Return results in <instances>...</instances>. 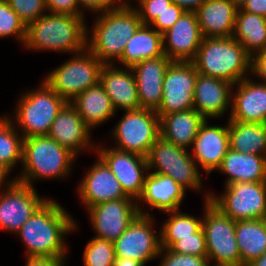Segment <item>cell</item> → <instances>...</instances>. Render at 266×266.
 <instances>
[{
	"label": "cell",
	"mask_w": 266,
	"mask_h": 266,
	"mask_svg": "<svg viewBox=\"0 0 266 266\" xmlns=\"http://www.w3.org/2000/svg\"><path fill=\"white\" fill-rule=\"evenodd\" d=\"M208 124V119H205L195 137L190 153L197 165L202 166L209 175L221 165L230 145L228 123L224 127Z\"/></svg>",
	"instance_id": "20"
},
{
	"label": "cell",
	"mask_w": 266,
	"mask_h": 266,
	"mask_svg": "<svg viewBox=\"0 0 266 266\" xmlns=\"http://www.w3.org/2000/svg\"><path fill=\"white\" fill-rule=\"evenodd\" d=\"M159 257L163 258L159 266H211L207 257L175 253L169 248H161Z\"/></svg>",
	"instance_id": "40"
},
{
	"label": "cell",
	"mask_w": 266,
	"mask_h": 266,
	"mask_svg": "<svg viewBox=\"0 0 266 266\" xmlns=\"http://www.w3.org/2000/svg\"><path fill=\"white\" fill-rule=\"evenodd\" d=\"M251 75L258 77L266 84V46L263 50L252 56Z\"/></svg>",
	"instance_id": "44"
},
{
	"label": "cell",
	"mask_w": 266,
	"mask_h": 266,
	"mask_svg": "<svg viewBox=\"0 0 266 266\" xmlns=\"http://www.w3.org/2000/svg\"><path fill=\"white\" fill-rule=\"evenodd\" d=\"M146 159L148 170L172 177L185 190L203 189L201 173L188 149L178 147L160 136L150 148Z\"/></svg>",
	"instance_id": "9"
},
{
	"label": "cell",
	"mask_w": 266,
	"mask_h": 266,
	"mask_svg": "<svg viewBox=\"0 0 266 266\" xmlns=\"http://www.w3.org/2000/svg\"><path fill=\"white\" fill-rule=\"evenodd\" d=\"M100 145V143L96 145L98 147L95 153L118 179L124 193L137 201L143 191L146 172L149 171L146 157Z\"/></svg>",
	"instance_id": "15"
},
{
	"label": "cell",
	"mask_w": 266,
	"mask_h": 266,
	"mask_svg": "<svg viewBox=\"0 0 266 266\" xmlns=\"http://www.w3.org/2000/svg\"><path fill=\"white\" fill-rule=\"evenodd\" d=\"M238 9L231 0H206L195 11L203 38L232 37Z\"/></svg>",
	"instance_id": "26"
},
{
	"label": "cell",
	"mask_w": 266,
	"mask_h": 266,
	"mask_svg": "<svg viewBox=\"0 0 266 266\" xmlns=\"http://www.w3.org/2000/svg\"><path fill=\"white\" fill-rule=\"evenodd\" d=\"M104 64L99 82L111 99L114 109L124 111L140 109L136 78L131 67L119 68ZM118 108V109H117Z\"/></svg>",
	"instance_id": "25"
},
{
	"label": "cell",
	"mask_w": 266,
	"mask_h": 266,
	"mask_svg": "<svg viewBox=\"0 0 266 266\" xmlns=\"http://www.w3.org/2000/svg\"><path fill=\"white\" fill-rule=\"evenodd\" d=\"M185 193L186 190L172 177L148 171L142 194L136 201L139 213L141 215H152L149 211H142L143 208L140 204L144 201L150 209H158L165 213L181 210L179 207L184 200Z\"/></svg>",
	"instance_id": "22"
},
{
	"label": "cell",
	"mask_w": 266,
	"mask_h": 266,
	"mask_svg": "<svg viewBox=\"0 0 266 266\" xmlns=\"http://www.w3.org/2000/svg\"><path fill=\"white\" fill-rule=\"evenodd\" d=\"M229 145L234 151L266 157V124L228 120Z\"/></svg>",
	"instance_id": "32"
},
{
	"label": "cell",
	"mask_w": 266,
	"mask_h": 266,
	"mask_svg": "<svg viewBox=\"0 0 266 266\" xmlns=\"http://www.w3.org/2000/svg\"><path fill=\"white\" fill-rule=\"evenodd\" d=\"M218 171L228 175L225 185L237 182H266V157L228 149Z\"/></svg>",
	"instance_id": "27"
},
{
	"label": "cell",
	"mask_w": 266,
	"mask_h": 266,
	"mask_svg": "<svg viewBox=\"0 0 266 266\" xmlns=\"http://www.w3.org/2000/svg\"><path fill=\"white\" fill-rule=\"evenodd\" d=\"M70 103L90 129L105 123L116 114L111 99L100 82L87 88Z\"/></svg>",
	"instance_id": "29"
},
{
	"label": "cell",
	"mask_w": 266,
	"mask_h": 266,
	"mask_svg": "<svg viewBox=\"0 0 266 266\" xmlns=\"http://www.w3.org/2000/svg\"><path fill=\"white\" fill-rule=\"evenodd\" d=\"M91 32H87V49L103 64H115L121 58L128 41L142 25L132 6H117L96 13ZM113 61V62H112Z\"/></svg>",
	"instance_id": "3"
},
{
	"label": "cell",
	"mask_w": 266,
	"mask_h": 266,
	"mask_svg": "<svg viewBox=\"0 0 266 266\" xmlns=\"http://www.w3.org/2000/svg\"><path fill=\"white\" fill-rule=\"evenodd\" d=\"M10 172L11 170L7 166H5L3 163L0 162V191H2L1 189L4 188L3 187L4 185H6L5 186L6 188H9L17 181L16 178L9 179L8 175Z\"/></svg>",
	"instance_id": "49"
},
{
	"label": "cell",
	"mask_w": 266,
	"mask_h": 266,
	"mask_svg": "<svg viewBox=\"0 0 266 266\" xmlns=\"http://www.w3.org/2000/svg\"><path fill=\"white\" fill-rule=\"evenodd\" d=\"M73 217L54 200L48 199L16 233L24 242L27 257H56L66 260L65 235L77 229Z\"/></svg>",
	"instance_id": "1"
},
{
	"label": "cell",
	"mask_w": 266,
	"mask_h": 266,
	"mask_svg": "<svg viewBox=\"0 0 266 266\" xmlns=\"http://www.w3.org/2000/svg\"><path fill=\"white\" fill-rule=\"evenodd\" d=\"M147 264L132 258L116 256L113 266H146Z\"/></svg>",
	"instance_id": "50"
},
{
	"label": "cell",
	"mask_w": 266,
	"mask_h": 266,
	"mask_svg": "<svg viewBox=\"0 0 266 266\" xmlns=\"http://www.w3.org/2000/svg\"><path fill=\"white\" fill-rule=\"evenodd\" d=\"M204 121L194 108L166 114L160 118V136L178 147L189 149Z\"/></svg>",
	"instance_id": "28"
},
{
	"label": "cell",
	"mask_w": 266,
	"mask_h": 266,
	"mask_svg": "<svg viewBox=\"0 0 266 266\" xmlns=\"http://www.w3.org/2000/svg\"><path fill=\"white\" fill-rule=\"evenodd\" d=\"M235 237L245 266L266 252V219L236 221Z\"/></svg>",
	"instance_id": "31"
},
{
	"label": "cell",
	"mask_w": 266,
	"mask_h": 266,
	"mask_svg": "<svg viewBox=\"0 0 266 266\" xmlns=\"http://www.w3.org/2000/svg\"><path fill=\"white\" fill-rule=\"evenodd\" d=\"M203 36L195 12H184L163 33V50L171 61L192 62L201 45Z\"/></svg>",
	"instance_id": "17"
},
{
	"label": "cell",
	"mask_w": 266,
	"mask_h": 266,
	"mask_svg": "<svg viewBox=\"0 0 266 266\" xmlns=\"http://www.w3.org/2000/svg\"><path fill=\"white\" fill-rule=\"evenodd\" d=\"M10 7L18 14L27 27L47 12L45 0H7Z\"/></svg>",
	"instance_id": "38"
},
{
	"label": "cell",
	"mask_w": 266,
	"mask_h": 266,
	"mask_svg": "<svg viewBox=\"0 0 266 266\" xmlns=\"http://www.w3.org/2000/svg\"><path fill=\"white\" fill-rule=\"evenodd\" d=\"M192 62L199 74L233 85L251 75L252 56L233 37L203 38Z\"/></svg>",
	"instance_id": "4"
},
{
	"label": "cell",
	"mask_w": 266,
	"mask_h": 266,
	"mask_svg": "<svg viewBox=\"0 0 266 266\" xmlns=\"http://www.w3.org/2000/svg\"><path fill=\"white\" fill-rule=\"evenodd\" d=\"M85 17L47 12L26 27L28 50L77 54L87 49Z\"/></svg>",
	"instance_id": "2"
},
{
	"label": "cell",
	"mask_w": 266,
	"mask_h": 266,
	"mask_svg": "<svg viewBox=\"0 0 266 266\" xmlns=\"http://www.w3.org/2000/svg\"><path fill=\"white\" fill-rule=\"evenodd\" d=\"M251 55L257 54L266 46V18L238 9L235 30L232 36Z\"/></svg>",
	"instance_id": "33"
},
{
	"label": "cell",
	"mask_w": 266,
	"mask_h": 266,
	"mask_svg": "<svg viewBox=\"0 0 266 266\" xmlns=\"http://www.w3.org/2000/svg\"><path fill=\"white\" fill-rule=\"evenodd\" d=\"M0 192V229L15 234L48 200L39 197L35 187L16 181Z\"/></svg>",
	"instance_id": "14"
},
{
	"label": "cell",
	"mask_w": 266,
	"mask_h": 266,
	"mask_svg": "<svg viewBox=\"0 0 266 266\" xmlns=\"http://www.w3.org/2000/svg\"><path fill=\"white\" fill-rule=\"evenodd\" d=\"M113 3L116 5V6H124V7H128V6H131L129 4H131V2H129L130 0H112ZM135 1V0H134ZM138 1V0H136ZM129 2V3H128Z\"/></svg>",
	"instance_id": "52"
},
{
	"label": "cell",
	"mask_w": 266,
	"mask_h": 266,
	"mask_svg": "<svg viewBox=\"0 0 266 266\" xmlns=\"http://www.w3.org/2000/svg\"><path fill=\"white\" fill-rule=\"evenodd\" d=\"M112 135L117 144L114 148L146 157L160 137V118L150 109L125 111Z\"/></svg>",
	"instance_id": "10"
},
{
	"label": "cell",
	"mask_w": 266,
	"mask_h": 266,
	"mask_svg": "<svg viewBox=\"0 0 266 266\" xmlns=\"http://www.w3.org/2000/svg\"><path fill=\"white\" fill-rule=\"evenodd\" d=\"M185 11L177 4L172 3L162 14L158 15L150 26L163 34L181 17Z\"/></svg>",
	"instance_id": "42"
},
{
	"label": "cell",
	"mask_w": 266,
	"mask_h": 266,
	"mask_svg": "<svg viewBox=\"0 0 266 266\" xmlns=\"http://www.w3.org/2000/svg\"><path fill=\"white\" fill-rule=\"evenodd\" d=\"M23 143L24 137L16 130L10 117L0 116V162L11 171L16 164L22 163Z\"/></svg>",
	"instance_id": "35"
},
{
	"label": "cell",
	"mask_w": 266,
	"mask_h": 266,
	"mask_svg": "<svg viewBox=\"0 0 266 266\" xmlns=\"http://www.w3.org/2000/svg\"><path fill=\"white\" fill-rule=\"evenodd\" d=\"M167 214L169 217L161 225L159 232L161 248H169L180 238L194 237V233L202 227L203 216L196 218L180 210L167 212Z\"/></svg>",
	"instance_id": "34"
},
{
	"label": "cell",
	"mask_w": 266,
	"mask_h": 266,
	"mask_svg": "<svg viewBox=\"0 0 266 266\" xmlns=\"http://www.w3.org/2000/svg\"><path fill=\"white\" fill-rule=\"evenodd\" d=\"M104 64L88 49L50 71L44 82L67 102L97 84Z\"/></svg>",
	"instance_id": "8"
},
{
	"label": "cell",
	"mask_w": 266,
	"mask_h": 266,
	"mask_svg": "<svg viewBox=\"0 0 266 266\" xmlns=\"http://www.w3.org/2000/svg\"><path fill=\"white\" fill-rule=\"evenodd\" d=\"M209 193L206 192L202 221L208 261L215 263L211 266H241L235 221L210 202Z\"/></svg>",
	"instance_id": "7"
},
{
	"label": "cell",
	"mask_w": 266,
	"mask_h": 266,
	"mask_svg": "<svg viewBox=\"0 0 266 266\" xmlns=\"http://www.w3.org/2000/svg\"><path fill=\"white\" fill-rule=\"evenodd\" d=\"M198 72L193 62L172 61L164 76L161 104L156 110L159 118L193 108Z\"/></svg>",
	"instance_id": "12"
},
{
	"label": "cell",
	"mask_w": 266,
	"mask_h": 266,
	"mask_svg": "<svg viewBox=\"0 0 266 266\" xmlns=\"http://www.w3.org/2000/svg\"><path fill=\"white\" fill-rule=\"evenodd\" d=\"M16 37L24 45L26 26L7 0H0V38Z\"/></svg>",
	"instance_id": "37"
},
{
	"label": "cell",
	"mask_w": 266,
	"mask_h": 266,
	"mask_svg": "<svg viewBox=\"0 0 266 266\" xmlns=\"http://www.w3.org/2000/svg\"><path fill=\"white\" fill-rule=\"evenodd\" d=\"M91 130L75 107L67 102L53 121L48 136L78 157L81 151L96 150L97 144L90 140Z\"/></svg>",
	"instance_id": "19"
},
{
	"label": "cell",
	"mask_w": 266,
	"mask_h": 266,
	"mask_svg": "<svg viewBox=\"0 0 266 266\" xmlns=\"http://www.w3.org/2000/svg\"><path fill=\"white\" fill-rule=\"evenodd\" d=\"M186 12H195L206 0H172Z\"/></svg>",
	"instance_id": "48"
},
{
	"label": "cell",
	"mask_w": 266,
	"mask_h": 266,
	"mask_svg": "<svg viewBox=\"0 0 266 266\" xmlns=\"http://www.w3.org/2000/svg\"><path fill=\"white\" fill-rule=\"evenodd\" d=\"M96 236L114 242L140 214L133 198H122L87 209Z\"/></svg>",
	"instance_id": "16"
},
{
	"label": "cell",
	"mask_w": 266,
	"mask_h": 266,
	"mask_svg": "<svg viewBox=\"0 0 266 266\" xmlns=\"http://www.w3.org/2000/svg\"><path fill=\"white\" fill-rule=\"evenodd\" d=\"M171 62L166 55H162L131 67L136 78L140 108L154 111L159 108L164 76Z\"/></svg>",
	"instance_id": "23"
},
{
	"label": "cell",
	"mask_w": 266,
	"mask_h": 266,
	"mask_svg": "<svg viewBox=\"0 0 266 266\" xmlns=\"http://www.w3.org/2000/svg\"><path fill=\"white\" fill-rule=\"evenodd\" d=\"M40 84L39 88L21 95L16 104V115L13 120L10 118L24 138L48 135L53 121L67 103L44 80Z\"/></svg>",
	"instance_id": "6"
},
{
	"label": "cell",
	"mask_w": 266,
	"mask_h": 266,
	"mask_svg": "<svg viewBox=\"0 0 266 266\" xmlns=\"http://www.w3.org/2000/svg\"><path fill=\"white\" fill-rule=\"evenodd\" d=\"M241 9L245 12L261 15L266 18V0H247Z\"/></svg>",
	"instance_id": "47"
},
{
	"label": "cell",
	"mask_w": 266,
	"mask_h": 266,
	"mask_svg": "<svg viewBox=\"0 0 266 266\" xmlns=\"http://www.w3.org/2000/svg\"><path fill=\"white\" fill-rule=\"evenodd\" d=\"M114 243L93 237L87 243L83 254L84 266H113L115 260Z\"/></svg>",
	"instance_id": "36"
},
{
	"label": "cell",
	"mask_w": 266,
	"mask_h": 266,
	"mask_svg": "<svg viewBox=\"0 0 266 266\" xmlns=\"http://www.w3.org/2000/svg\"><path fill=\"white\" fill-rule=\"evenodd\" d=\"M26 266H65L66 261L56 257H26Z\"/></svg>",
	"instance_id": "46"
},
{
	"label": "cell",
	"mask_w": 266,
	"mask_h": 266,
	"mask_svg": "<svg viewBox=\"0 0 266 266\" xmlns=\"http://www.w3.org/2000/svg\"><path fill=\"white\" fill-rule=\"evenodd\" d=\"M169 249L175 253L207 257L203 228L201 227L196 233H194V237L180 238V240L175 241Z\"/></svg>",
	"instance_id": "39"
},
{
	"label": "cell",
	"mask_w": 266,
	"mask_h": 266,
	"mask_svg": "<svg viewBox=\"0 0 266 266\" xmlns=\"http://www.w3.org/2000/svg\"><path fill=\"white\" fill-rule=\"evenodd\" d=\"M45 5L47 13L85 17L84 10L80 9L78 0H45Z\"/></svg>",
	"instance_id": "43"
},
{
	"label": "cell",
	"mask_w": 266,
	"mask_h": 266,
	"mask_svg": "<svg viewBox=\"0 0 266 266\" xmlns=\"http://www.w3.org/2000/svg\"><path fill=\"white\" fill-rule=\"evenodd\" d=\"M238 8H241V6L247 1V0H231Z\"/></svg>",
	"instance_id": "53"
},
{
	"label": "cell",
	"mask_w": 266,
	"mask_h": 266,
	"mask_svg": "<svg viewBox=\"0 0 266 266\" xmlns=\"http://www.w3.org/2000/svg\"><path fill=\"white\" fill-rule=\"evenodd\" d=\"M246 77L233 86L229 120L266 124V84Z\"/></svg>",
	"instance_id": "21"
},
{
	"label": "cell",
	"mask_w": 266,
	"mask_h": 266,
	"mask_svg": "<svg viewBox=\"0 0 266 266\" xmlns=\"http://www.w3.org/2000/svg\"><path fill=\"white\" fill-rule=\"evenodd\" d=\"M245 266H266V252Z\"/></svg>",
	"instance_id": "51"
},
{
	"label": "cell",
	"mask_w": 266,
	"mask_h": 266,
	"mask_svg": "<svg viewBox=\"0 0 266 266\" xmlns=\"http://www.w3.org/2000/svg\"><path fill=\"white\" fill-rule=\"evenodd\" d=\"M164 55L163 34L150 25H141L128 41L118 60L121 67H132L138 62Z\"/></svg>",
	"instance_id": "30"
},
{
	"label": "cell",
	"mask_w": 266,
	"mask_h": 266,
	"mask_svg": "<svg viewBox=\"0 0 266 266\" xmlns=\"http://www.w3.org/2000/svg\"><path fill=\"white\" fill-rule=\"evenodd\" d=\"M134 7L143 25H150L154 19L162 14L172 3V0H138Z\"/></svg>",
	"instance_id": "41"
},
{
	"label": "cell",
	"mask_w": 266,
	"mask_h": 266,
	"mask_svg": "<svg viewBox=\"0 0 266 266\" xmlns=\"http://www.w3.org/2000/svg\"><path fill=\"white\" fill-rule=\"evenodd\" d=\"M76 155L48 135L24 138L23 158L18 182L34 187V180L64 179L76 162Z\"/></svg>",
	"instance_id": "5"
},
{
	"label": "cell",
	"mask_w": 266,
	"mask_h": 266,
	"mask_svg": "<svg viewBox=\"0 0 266 266\" xmlns=\"http://www.w3.org/2000/svg\"><path fill=\"white\" fill-rule=\"evenodd\" d=\"M78 3L80 9H87L86 11H91V13L104 12L117 7L112 0H78Z\"/></svg>",
	"instance_id": "45"
},
{
	"label": "cell",
	"mask_w": 266,
	"mask_h": 266,
	"mask_svg": "<svg viewBox=\"0 0 266 266\" xmlns=\"http://www.w3.org/2000/svg\"><path fill=\"white\" fill-rule=\"evenodd\" d=\"M227 80L198 73L195 84L193 108L205 119L222 117L231 107L232 89Z\"/></svg>",
	"instance_id": "24"
},
{
	"label": "cell",
	"mask_w": 266,
	"mask_h": 266,
	"mask_svg": "<svg viewBox=\"0 0 266 266\" xmlns=\"http://www.w3.org/2000/svg\"><path fill=\"white\" fill-rule=\"evenodd\" d=\"M154 218L139 214L113 242L115 255L148 263L158 258L161 250L160 233L155 231Z\"/></svg>",
	"instance_id": "13"
},
{
	"label": "cell",
	"mask_w": 266,
	"mask_h": 266,
	"mask_svg": "<svg viewBox=\"0 0 266 266\" xmlns=\"http://www.w3.org/2000/svg\"><path fill=\"white\" fill-rule=\"evenodd\" d=\"M97 157L96 163L94 162L78 184L77 194L84 207L88 209L104 202L131 198L124 193L120 182L106 163Z\"/></svg>",
	"instance_id": "18"
},
{
	"label": "cell",
	"mask_w": 266,
	"mask_h": 266,
	"mask_svg": "<svg viewBox=\"0 0 266 266\" xmlns=\"http://www.w3.org/2000/svg\"><path fill=\"white\" fill-rule=\"evenodd\" d=\"M219 196L209 193L210 202L232 220L266 219V182H237L225 185Z\"/></svg>",
	"instance_id": "11"
}]
</instances>
